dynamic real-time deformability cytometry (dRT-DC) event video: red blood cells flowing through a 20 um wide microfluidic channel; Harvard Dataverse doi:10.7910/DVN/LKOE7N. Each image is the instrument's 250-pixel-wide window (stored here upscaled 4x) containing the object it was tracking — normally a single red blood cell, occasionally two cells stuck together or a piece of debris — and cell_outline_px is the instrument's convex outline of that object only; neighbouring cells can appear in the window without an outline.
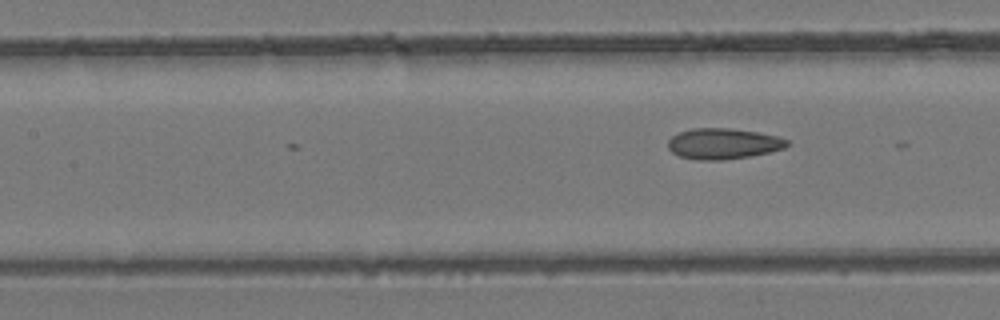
{"species": "common noctule bat (a hibernating species)", "species_latin": "Nyctalus noctula", "temperature_condition": "room temperature", "stored_images_in_passage": 21, "camera_frame_rate_fps": 3000, "um_per_image_px": 0.085, "animal": {"sex": "female", "body_mass_g": 24.6, "forearm_length_mm": 56.2}, "frame": {"image": 1, "passage_image": 21, "time_ms": 6.667, "image_size_px": [1000, 320], "cell_outline_px": [[788, 144], [784, 148], [768, 152], [748, 156], [724, 160], [700, 160], [680, 156], [672, 152], [668, 148], [668, 140], [672, 136], [680, 132], [692, 128], [732, 128], [780, 136], [788, 140]], "centroid_in_image_um": [61.47, 12.2], "position_along_channel_um": 145.9, "area_um2": 21.27}}